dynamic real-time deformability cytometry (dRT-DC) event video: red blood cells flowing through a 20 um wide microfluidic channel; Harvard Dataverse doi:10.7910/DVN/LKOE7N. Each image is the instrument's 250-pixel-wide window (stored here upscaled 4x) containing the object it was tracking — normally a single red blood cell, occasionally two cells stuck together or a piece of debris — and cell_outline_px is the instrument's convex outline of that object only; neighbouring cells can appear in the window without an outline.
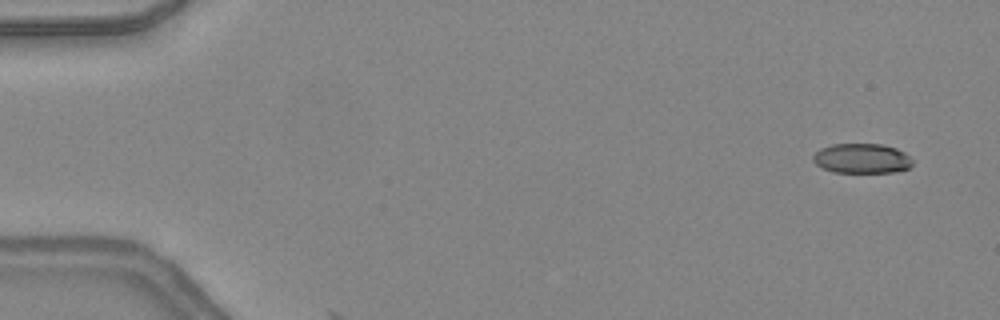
{"species": "common noctule bat (a hibernating species)", "species_latin": "Nyctalus noctula", "temperature_condition": "warm", "stored_images_in_passage": 2, "camera_frame_rate_fps": 3000, "um_per_image_px": 0.085, "animal": {"sex": "female", "body_mass_g": 24.6, "forearm_length_mm": 56.2}, "frame": {"image": 1, "passage_image": 2, "time_ms": 0.333, "image_size_px": [1000, 320], "cell_outline_px": [[912, 164], [908, 168], [896, 172], [832, 172], [820, 168], [812, 160], [812, 156], [820, 148], [832, 144], [884, 144], [896, 148], [904, 152], [912, 160]], "centroid_in_image_um": [73.22, 13.47], "position_along_channel_um": 11.8, "area_um2": 17.4}}